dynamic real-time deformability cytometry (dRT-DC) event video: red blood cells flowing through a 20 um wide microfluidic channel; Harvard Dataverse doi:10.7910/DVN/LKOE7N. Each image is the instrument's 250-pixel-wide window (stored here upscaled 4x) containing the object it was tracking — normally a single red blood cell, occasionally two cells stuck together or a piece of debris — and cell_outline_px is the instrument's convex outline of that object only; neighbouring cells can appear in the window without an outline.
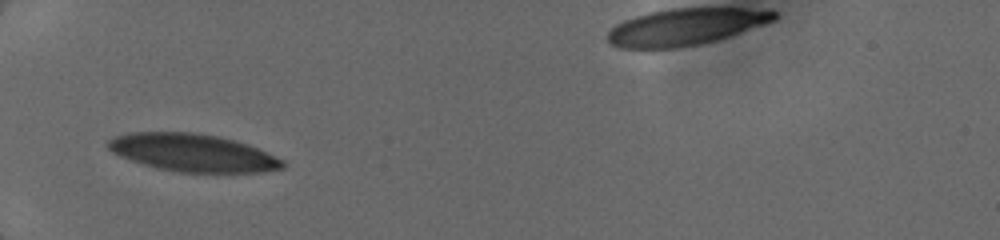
{"species": "human", "species_latin": "Homo sapiens", "temperature_condition": "cold", "stored_images_in_passage": 24, "camera_frame_rate_fps": 3000, "um_per_image_px": 0.085, "donor": {"sex": "female"}, "frame": {"image": 1, "passage_image": 1, "time_ms": 0.0, "image_size_px": [1000, 240], "cell_outline_px": [[284, 168], [264, 172], [180, 172], [156, 168], [120, 156], [112, 152], [108, 148], [108, 140], [116, 136], [128, 132], [192, 132], [216, 136], [248, 144], [284, 160]], "centroid_in_image_um": [16.38, 12.98], "position_along_channel_um": 68.6, "area_um2": 38.03}}
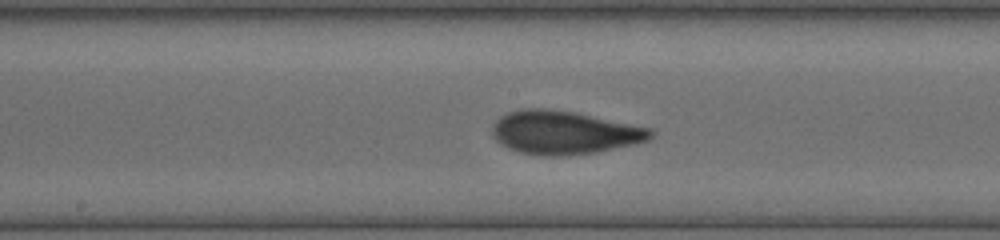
{"frame": {"image": 2, "passage_image": 14, "time_ms": 3.333, "image_size_px": [1000, 240], "cell_outline_px": [[656, 132], [648, 140], [636, 144], [596, 152], [568, 156], [540, 156], [520, 152], [508, 148], [500, 144], [492, 136], [492, 128], [496, 120], [500, 116], [508, 112], [524, 108], [544, 108], [576, 112], [652, 128]], "centroid_in_image_um": [47.96, 11.27], "position_along_channel_um": 200.2, "area_um2": 40.46}}
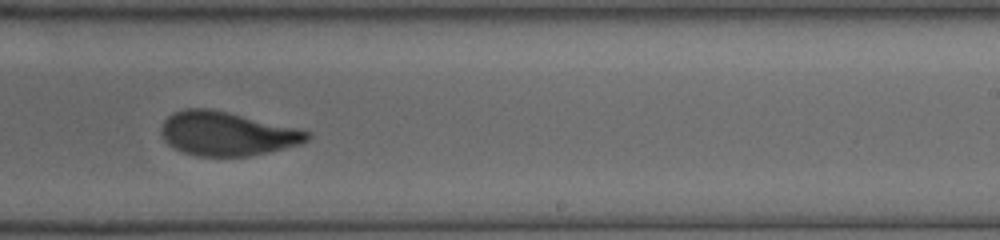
{"frame": {"image": 3, "passage_image": 21, "time_ms": 5.0, "image_size_px": [1000, 240], "cell_outline_px": [[312, 136], [308, 140], [300, 144], [268, 152], [248, 156], [196, 156], [184, 152], [168, 144], [164, 140], [160, 132], [160, 128], [164, 120], [168, 116], [184, 108], [208, 108], [228, 112], [296, 128], [308, 132]], "centroid_in_image_um": [19.26, 11.36], "position_along_channel_um": 269.7, "area_um2": 37.11}}